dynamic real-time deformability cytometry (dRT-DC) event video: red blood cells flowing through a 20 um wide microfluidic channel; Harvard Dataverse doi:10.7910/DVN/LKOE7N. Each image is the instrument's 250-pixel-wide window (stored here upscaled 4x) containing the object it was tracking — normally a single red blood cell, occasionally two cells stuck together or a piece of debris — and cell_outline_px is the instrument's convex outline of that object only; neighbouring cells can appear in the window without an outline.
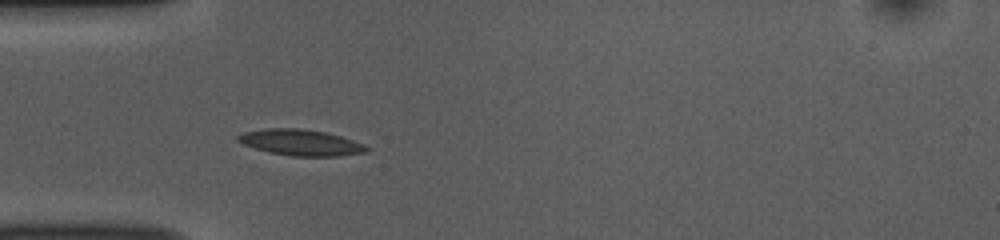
{"species": "common noctule bat (a hibernating species)", "species_latin": "Nyctalus noctula", "temperature_condition": "room temperature", "stored_images_in_passage": 38, "camera_frame_rate_fps": 3000, "um_per_image_px": 0.085, "animal": {"sex": "female", "body_mass_g": 10.0, "forearm_length_mm": 53.1}, "frame": {"image": 1, "passage_image": 1, "time_ms": 0.0, "image_size_px": [1000, 240], "cell_outline_px": [[372, 148], [364, 152], [340, 156], [292, 156], [268, 152], [244, 144], [236, 140], [236, 136], [244, 132], [268, 128], [300, 128], [324, 132], [340, 136], [364, 144]], "centroid_in_image_um": [25.57, 12.11], "position_along_channel_um": 59.4, "area_um2": 19.42}}
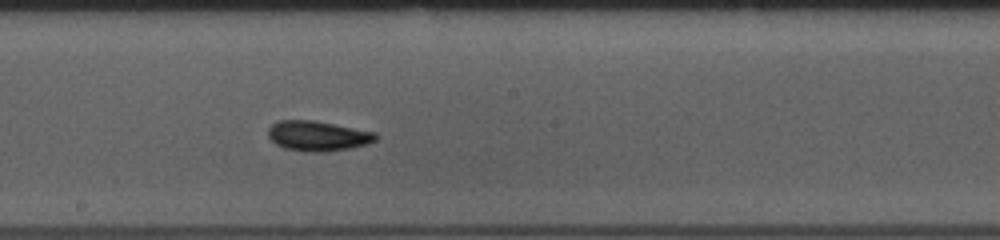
{"frame": {"image": 2, "passage_image": 14, "time_ms": 4.333, "image_size_px": [1000, 240], "cell_outline_px": [[380, 136], [376, 140], [368, 144], [348, 148], [320, 152], [308, 152], [284, 148], [276, 144], [268, 136], [268, 128], [272, 124], [280, 120], [312, 120], [376, 132]], "centroid_in_image_um": [27.02, 11.55], "position_along_channel_um": 221.2, "area_um2": 18.79}}
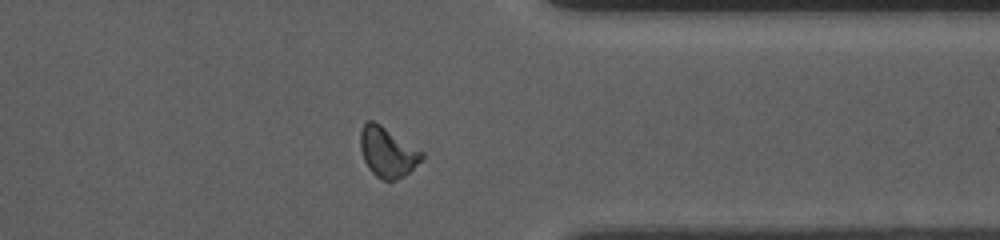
{"frame": {"image": 3, "passage_image": 27, "time_ms": 8.667, "image_size_px": [1000, 240], "cell_outline_px": [[424, 156], [404, 176], [396, 180], [384, 180], [376, 176], [368, 168], [364, 160], [360, 148], [360, 132], [364, 124], [368, 120], [372, 120], [380, 124], [424, 152]], "centroid_in_image_um": [32.92, 12.92], "position_along_channel_um": 378.5, "area_um2": 17.69}, "authors_computed_cell_mechanics": {"area_um2": 17.7735, "velocity_mm_per_s": 3.7792, "shape_relaxation_time_tau1_ms": 3.5092, "shape_relaxation_time_tau2_ms": 2.7915, "deformation_change_tau1": 0.096, "deformation_change_tau2": 0.091}}